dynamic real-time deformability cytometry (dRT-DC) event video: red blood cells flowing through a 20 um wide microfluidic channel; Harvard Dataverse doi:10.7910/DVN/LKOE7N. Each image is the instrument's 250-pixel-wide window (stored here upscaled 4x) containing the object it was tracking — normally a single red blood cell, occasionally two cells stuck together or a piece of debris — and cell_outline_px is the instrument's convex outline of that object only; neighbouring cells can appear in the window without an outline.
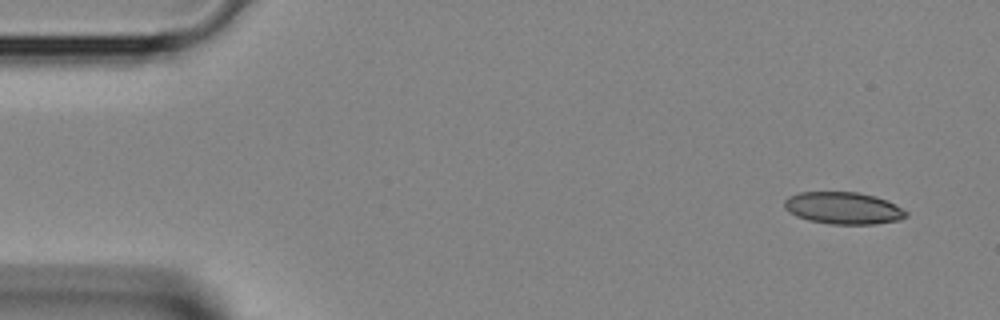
{"species": "Egyptian fruit bat (a non-hibernating species)", "species_latin": "Rousettus aegyptiacus", "temperature_condition": "room temperature", "stored_images_in_passage": 3, "camera_frame_rate_fps": 3000, "um_per_image_px": 0.085, "animal": {"sex": "female"}, "frame": {"image": 1, "passage_image": 1, "time_ms": 0.0, "image_size_px": [1000, 320], "cell_outline_px": [[908, 216], [900, 220], [876, 224], [828, 224], [808, 220], [796, 216], [788, 212], [784, 208], [784, 200], [788, 196], [800, 192], [856, 192], [876, 196], [888, 200], [908, 212]], "centroid_in_image_um": [71.68, 17.69], "position_along_channel_um": 13.3, "area_um2": 23.0}}
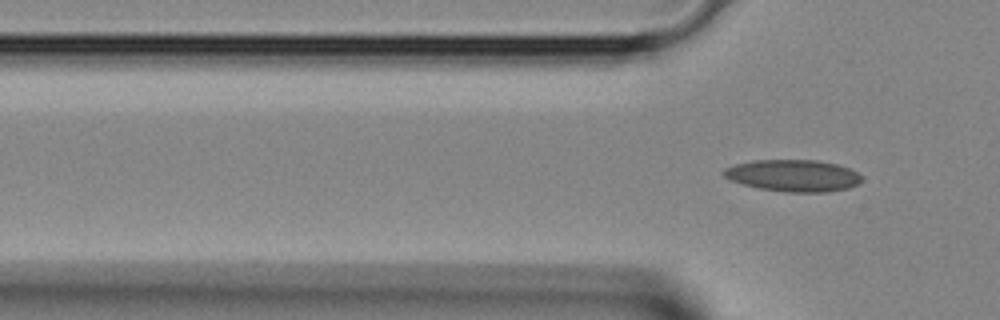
{"frame": {"image": 2, "passage_image": 3, "time_ms": 0.667, "image_size_px": [1000, 320], "cell_outline_px": [[860, 180], [856, 184], [848, 188], [828, 192], [784, 192], [760, 188], [744, 184], [732, 180], [724, 176], [720, 172], [724, 168], [736, 164], [752, 160], [816, 160], [836, 164], [848, 168], [856, 172], [860, 176]], "centroid_in_image_um": [67.38, 14.92], "position_along_channel_um": 58.4, "area_um2": 25.37}}